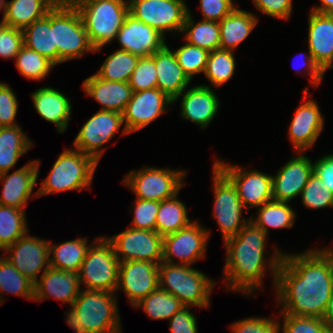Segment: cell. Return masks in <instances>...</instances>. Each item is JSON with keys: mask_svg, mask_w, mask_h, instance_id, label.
I'll return each instance as SVG.
<instances>
[{"mask_svg": "<svg viewBox=\"0 0 333 333\" xmlns=\"http://www.w3.org/2000/svg\"><path fill=\"white\" fill-rule=\"evenodd\" d=\"M214 164L235 185L238 196L244 208H247L248 211H250V206L259 208L273 200L272 175L258 170L248 171L244 167L232 165L229 162L226 163L219 158H216Z\"/></svg>", "mask_w": 333, "mask_h": 333, "instance_id": "cell-13", "label": "cell"}, {"mask_svg": "<svg viewBox=\"0 0 333 333\" xmlns=\"http://www.w3.org/2000/svg\"><path fill=\"white\" fill-rule=\"evenodd\" d=\"M32 147V141L19 125L0 127V174L9 172Z\"/></svg>", "mask_w": 333, "mask_h": 333, "instance_id": "cell-31", "label": "cell"}, {"mask_svg": "<svg viewBox=\"0 0 333 333\" xmlns=\"http://www.w3.org/2000/svg\"><path fill=\"white\" fill-rule=\"evenodd\" d=\"M39 167L40 161L32 160L11 174H8L9 172L0 174V181L3 184L0 204L25 210L37 184Z\"/></svg>", "mask_w": 333, "mask_h": 333, "instance_id": "cell-22", "label": "cell"}, {"mask_svg": "<svg viewBox=\"0 0 333 333\" xmlns=\"http://www.w3.org/2000/svg\"><path fill=\"white\" fill-rule=\"evenodd\" d=\"M303 93L305 101H301L302 104L297 107L288 130V136L295 152H304L315 145L325 122L318 103L310 98L307 100L308 89L305 88Z\"/></svg>", "mask_w": 333, "mask_h": 333, "instance_id": "cell-19", "label": "cell"}, {"mask_svg": "<svg viewBox=\"0 0 333 333\" xmlns=\"http://www.w3.org/2000/svg\"><path fill=\"white\" fill-rule=\"evenodd\" d=\"M25 216L23 209L0 204V246L3 251L29 233Z\"/></svg>", "mask_w": 333, "mask_h": 333, "instance_id": "cell-39", "label": "cell"}, {"mask_svg": "<svg viewBox=\"0 0 333 333\" xmlns=\"http://www.w3.org/2000/svg\"><path fill=\"white\" fill-rule=\"evenodd\" d=\"M97 165L98 162L92 156L74 148H66L59 154L34 197L90 188Z\"/></svg>", "mask_w": 333, "mask_h": 333, "instance_id": "cell-3", "label": "cell"}, {"mask_svg": "<svg viewBox=\"0 0 333 333\" xmlns=\"http://www.w3.org/2000/svg\"><path fill=\"white\" fill-rule=\"evenodd\" d=\"M82 86L86 95L100 103L99 110L123 113L133 95L129 82L106 81L96 74L86 78Z\"/></svg>", "mask_w": 333, "mask_h": 333, "instance_id": "cell-26", "label": "cell"}, {"mask_svg": "<svg viewBox=\"0 0 333 333\" xmlns=\"http://www.w3.org/2000/svg\"><path fill=\"white\" fill-rule=\"evenodd\" d=\"M185 43L173 51L178 64L192 80L194 75L204 73L209 52L188 42Z\"/></svg>", "mask_w": 333, "mask_h": 333, "instance_id": "cell-43", "label": "cell"}, {"mask_svg": "<svg viewBox=\"0 0 333 333\" xmlns=\"http://www.w3.org/2000/svg\"><path fill=\"white\" fill-rule=\"evenodd\" d=\"M18 101L15 92L7 83L0 82V127L16 126Z\"/></svg>", "mask_w": 333, "mask_h": 333, "instance_id": "cell-50", "label": "cell"}, {"mask_svg": "<svg viewBox=\"0 0 333 333\" xmlns=\"http://www.w3.org/2000/svg\"><path fill=\"white\" fill-rule=\"evenodd\" d=\"M24 45L57 65V46H54V28H51V10L47 15L23 30Z\"/></svg>", "mask_w": 333, "mask_h": 333, "instance_id": "cell-32", "label": "cell"}, {"mask_svg": "<svg viewBox=\"0 0 333 333\" xmlns=\"http://www.w3.org/2000/svg\"><path fill=\"white\" fill-rule=\"evenodd\" d=\"M182 33L185 34L184 39L189 44L203 48L208 52L220 49L219 22L202 19L195 23L189 10Z\"/></svg>", "mask_w": 333, "mask_h": 333, "instance_id": "cell-36", "label": "cell"}, {"mask_svg": "<svg viewBox=\"0 0 333 333\" xmlns=\"http://www.w3.org/2000/svg\"><path fill=\"white\" fill-rule=\"evenodd\" d=\"M178 194L159 202L155 231L163 237L177 232L193 222L188 217V207L179 200Z\"/></svg>", "mask_w": 333, "mask_h": 333, "instance_id": "cell-34", "label": "cell"}, {"mask_svg": "<svg viewBox=\"0 0 333 333\" xmlns=\"http://www.w3.org/2000/svg\"><path fill=\"white\" fill-rule=\"evenodd\" d=\"M120 261L112 243L99 236L88 249L79 270L80 286L86 290L116 292ZM85 284V285H84Z\"/></svg>", "mask_w": 333, "mask_h": 333, "instance_id": "cell-8", "label": "cell"}, {"mask_svg": "<svg viewBox=\"0 0 333 333\" xmlns=\"http://www.w3.org/2000/svg\"><path fill=\"white\" fill-rule=\"evenodd\" d=\"M87 238H77L54 245L49 241L50 267L57 270L79 272L90 245Z\"/></svg>", "mask_w": 333, "mask_h": 333, "instance_id": "cell-33", "label": "cell"}, {"mask_svg": "<svg viewBox=\"0 0 333 333\" xmlns=\"http://www.w3.org/2000/svg\"><path fill=\"white\" fill-rule=\"evenodd\" d=\"M318 333H333V326L326 324Z\"/></svg>", "mask_w": 333, "mask_h": 333, "instance_id": "cell-61", "label": "cell"}, {"mask_svg": "<svg viewBox=\"0 0 333 333\" xmlns=\"http://www.w3.org/2000/svg\"><path fill=\"white\" fill-rule=\"evenodd\" d=\"M15 60L18 71L24 77L33 81L43 80L50 73L52 67L56 66L49 59L25 45L21 47Z\"/></svg>", "mask_w": 333, "mask_h": 333, "instance_id": "cell-42", "label": "cell"}, {"mask_svg": "<svg viewBox=\"0 0 333 333\" xmlns=\"http://www.w3.org/2000/svg\"><path fill=\"white\" fill-rule=\"evenodd\" d=\"M284 320L280 330L283 333H318L325 325V321L317 317L288 315L280 311Z\"/></svg>", "mask_w": 333, "mask_h": 333, "instance_id": "cell-47", "label": "cell"}, {"mask_svg": "<svg viewBox=\"0 0 333 333\" xmlns=\"http://www.w3.org/2000/svg\"><path fill=\"white\" fill-rule=\"evenodd\" d=\"M129 14L163 36L182 32L189 9L185 0H128Z\"/></svg>", "mask_w": 333, "mask_h": 333, "instance_id": "cell-11", "label": "cell"}, {"mask_svg": "<svg viewBox=\"0 0 333 333\" xmlns=\"http://www.w3.org/2000/svg\"><path fill=\"white\" fill-rule=\"evenodd\" d=\"M159 264L148 261L120 262L116 292L123 290L131 306L159 287Z\"/></svg>", "mask_w": 333, "mask_h": 333, "instance_id": "cell-18", "label": "cell"}, {"mask_svg": "<svg viewBox=\"0 0 333 333\" xmlns=\"http://www.w3.org/2000/svg\"><path fill=\"white\" fill-rule=\"evenodd\" d=\"M302 54H300L301 56ZM302 56H304V59L303 61L305 62L303 65L305 66V70L307 73L305 74H308L310 75V80H309V83L310 85L314 86V87H318L320 86L319 84L321 83L322 81V78H324V75H325V72L320 68V66L315 62L311 52L308 50V53H304ZM299 57V56H298ZM294 64V63H293ZM307 68V69H306ZM295 71H297V73H300V70H299V67H297L295 69Z\"/></svg>", "mask_w": 333, "mask_h": 333, "instance_id": "cell-55", "label": "cell"}, {"mask_svg": "<svg viewBox=\"0 0 333 333\" xmlns=\"http://www.w3.org/2000/svg\"><path fill=\"white\" fill-rule=\"evenodd\" d=\"M156 73L154 58L152 56L140 57L137 67L129 80L133 92L156 88Z\"/></svg>", "mask_w": 333, "mask_h": 333, "instance_id": "cell-45", "label": "cell"}, {"mask_svg": "<svg viewBox=\"0 0 333 333\" xmlns=\"http://www.w3.org/2000/svg\"><path fill=\"white\" fill-rule=\"evenodd\" d=\"M6 0H0V11L3 10V15L5 12Z\"/></svg>", "mask_w": 333, "mask_h": 333, "instance_id": "cell-62", "label": "cell"}, {"mask_svg": "<svg viewBox=\"0 0 333 333\" xmlns=\"http://www.w3.org/2000/svg\"><path fill=\"white\" fill-rule=\"evenodd\" d=\"M33 108L46 121L53 123L58 133H64L71 119L72 104L68 97L52 87H41L31 94Z\"/></svg>", "mask_w": 333, "mask_h": 333, "instance_id": "cell-28", "label": "cell"}, {"mask_svg": "<svg viewBox=\"0 0 333 333\" xmlns=\"http://www.w3.org/2000/svg\"><path fill=\"white\" fill-rule=\"evenodd\" d=\"M116 292L81 289L72 304L87 333H122Z\"/></svg>", "mask_w": 333, "mask_h": 333, "instance_id": "cell-7", "label": "cell"}, {"mask_svg": "<svg viewBox=\"0 0 333 333\" xmlns=\"http://www.w3.org/2000/svg\"><path fill=\"white\" fill-rule=\"evenodd\" d=\"M307 44L315 62L324 72L333 68V14L310 11Z\"/></svg>", "mask_w": 333, "mask_h": 333, "instance_id": "cell-25", "label": "cell"}, {"mask_svg": "<svg viewBox=\"0 0 333 333\" xmlns=\"http://www.w3.org/2000/svg\"><path fill=\"white\" fill-rule=\"evenodd\" d=\"M281 323L277 319L250 317L231 325L233 333H280Z\"/></svg>", "mask_w": 333, "mask_h": 333, "instance_id": "cell-48", "label": "cell"}, {"mask_svg": "<svg viewBox=\"0 0 333 333\" xmlns=\"http://www.w3.org/2000/svg\"><path fill=\"white\" fill-rule=\"evenodd\" d=\"M66 323L70 326L76 333H87L84 325L79 321L80 317L77 315L76 311L71 307L69 311H66Z\"/></svg>", "mask_w": 333, "mask_h": 333, "instance_id": "cell-56", "label": "cell"}, {"mask_svg": "<svg viewBox=\"0 0 333 333\" xmlns=\"http://www.w3.org/2000/svg\"><path fill=\"white\" fill-rule=\"evenodd\" d=\"M256 9L267 16L287 20L291 16L293 0H252Z\"/></svg>", "mask_w": 333, "mask_h": 333, "instance_id": "cell-52", "label": "cell"}, {"mask_svg": "<svg viewBox=\"0 0 333 333\" xmlns=\"http://www.w3.org/2000/svg\"><path fill=\"white\" fill-rule=\"evenodd\" d=\"M139 59L137 55L117 49L105 59L95 74L106 81L129 82Z\"/></svg>", "mask_w": 333, "mask_h": 333, "instance_id": "cell-37", "label": "cell"}, {"mask_svg": "<svg viewBox=\"0 0 333 333\" xmlns=\"http://www.w3.org/2000/svg\"><path fill=\"white\" fill-rule=\"evenodd\" d=\"M258 18L249 11L235 8L219 22L220 49L233 51L251 34Z\"/></svg>", "mask_w": 333, "mask_h": 333, "instance_id": "cell-29", "label": "cell"}, {"mask_svg": "<svg viewBox=\"0 0 333 333\" xmlns=\"http://www.w3.org/2000/svg\"><path fill=\"white\" fill-rule=\"evenodd\" d=\"M327 261L330 274H331V280L333 283V247H327L322 249H316Z\"/></svg>", "mask_w": 333, "mask_h": 333, "instance_id": "cell-59", "label": "cell"}, {"mask_svg": "<svg viewBox=\"0 0 333 333\" xmlns=\"http://www.w3.org/2000/svg\"><path fill=\"white\" fill-rule=\"evenodd\" d=\"M159 288L178 298L184 305L198 308L210 306V296L216 282L188 265L161 262Z\"/></svg>", "mask_w": 333, "mask_h": 333, "instance_id": "cell-4", "label": "cell"}, {"mask_svg": "<svg viewBox=\"0 0 333 333\" xmlns=\"http://www.w3.org/2000/svg\"><path fill=\"white\" fill-rule=\"evenodd\" d=\"M193 221L177 232L163 237L162 262L192 266L206 255L210 231ZM179 261L174 262V259Z\"/></svg>", "mask_w": 333, "mask_h": 333, "instance_id": "cell-12", "label": "cell"}, {"mask_svg": "<svg viewBox=\"0 0 333 333\" xmlns=\"http://www.w3.org/2000/svg\"><path fill=\"white\" fill-rule=\"evenodd\" d=\"M301 202L307 209L333 207V193L322 184L317 174L313 173L301 194Z\"/></svg>", "mask_w": 333, "mask_h": 333, "instance_id": "cell-44", "label": "cell"}, {"mask_svg": "<svg viewBox=\"0 0 333 333\" xmlns=\"http://www.w3.org/2000/svg\"><path fill=\"white\" fill-rule=\"evenodd\" d=\"M323 320L326 324L333 326V293L327 303Z\"/></svg>", "mask_w": 333, "mask_h": 333, "instance_id": "cell-60", "label": "cell"}, {"mask_svg": "<svg viewBox=\"0 0 333 333\" xmlns=\"http://www.w3.org/2000/svg\"><path fill=\"white\" fill-rule=\"evenodd\" d=\"M4 253H9L5 256L9 262L34 283L38 280L41 270L44 269V273L50 267L49 240L45 241L27 233L8 246Z\"/></svg>", "mask_w": 333, "mask_h": 333, "instance_id": "cell-17", "label": "cell"}, {"mask_svg": "<svg viewBox=\"0 0 333 333\" xmlns=\"http://www.w3.org/2000/svg\"><path fill=\"white\" fill-rule=\"evenodd\" d=\"M2 291L34 300V282L21 274L6 257H0V296L3 300Z\"/></svg>", "mask_w": 333, "mask_h": 333, "instance_id": "cell-40", "label": "cell"}, {"mask_svg": "<svg viewBox=\"0 0 333 333\" xmlns=\"http://www.w3.org/2000/svg\"><path fill=\"white\" fill-rule=\"evenodd\" d=\"M120 262L142 260L160 264L163 258V236L157 231L134 229L107 238Z\"/></svg>", "mask_w": 333, "mask_h": 333, "instance_id": "cell-14", "label": "cell"}, {"mask_svg": "<svg viewBox=\"0 0 333 333\" xmlns=\"http://www.w3.org/2000/svg\"><path fill=\"white\" fill-rule=\"evenodd\" d=\"M23 45V31L0 22V57L14 59Z\"/></svg>", "mask_w": 333, "mask_h": 333, "instance_id": "cell-49", "label": "cell"}, {"mask_svg": "<svg viewBox=\"0 0 333 333\" xmlns=\"http://www.w3.org/2000/svg\"><path fill=\"white\" fill-rule=\"evenodd\" d=\"M57 4L56 0H11L6 2L1 23L23 30Z\"/></svg>", "mask_w": 333, "mask_h": 333, "instance_id": "cell-30", "label": "cell"}, {"mask_svg": "<svg viewBox=\"0 0 333 333\" xmlns=\"http://www.w3.org/2000/svg\"><path fill=\"white\" fill-rule=\"evenodd\" d=\"M123 123L122 113L98 110L84 123L74 139V149L92 156L98 163L106 149H102ZM101 148V149H100Z\"/></svg>", "mask_w": 333, "mask_h": 333, "instance_id": "cell-15", "label": "cell"}, {"mask_svg": "<svg viewBox=\"0 0 333 333\" xmlns=\"http://www.w3.org/2000/svg\"><path fill=\"white\" fill-rule=\"evenodd\" d=\"M272 176L273 200L290 202L300 196L307 181L314 173V163L303 152H297Z\"/></svg>", "mask_w": 333, "mask_h": 333, "instance_id": "cell-20", "label": "cell"}, {"mask_svg": "<svg viewBox=\"0 0 333 333\" xmlns=\"http://www.w3.org/2000/svg\"><path fill=\"white\" fill-rule=\"evenodd\" d=\"M322 5L314 6L310 11L322 14H333V0H320Z\"/></svg>", "mask_w": 333, "mask_h": 333, "instance_id": "cell-58", "label": "cell"}, {"mask_svg": "<svg viewBox=\"0 0 333 333\" xmlns=\"http://www.w3.org/2000/svg\"><path fill=\"white\" fill-rule=\"evenodd\" d=\"M51 28H54V46H57V65L94 52L80 12L62 6L59 2L51 9Z\"/></svg>", "mask_w": 333, "mask_h": 333, "instance_id": "cell-6", "label": "cell"}, {"mask_svg": "<svg viewBox=\"0 0 333 333\" xmlns=\"http://www.w3.org/2000/svg\"><path fill=\"white\" fill-rule=\"evenodd\" d=\"M189 308L191 306H185L169 319L170 333H198L197 318Z\"/></svg>", "mask_w": 333, "mask_h": 333, "instance_id": "cell-53", "label": "cell"}, {"mask_svg": "<svg viewBox=\"0 0 333 333\" xmlns=\"http://www.w3.org/2000/svg\"><path fill=\"white\" fill-rule=\"evenodd\" d=\"M185 306L174 295L158 287L133 307L143 308L149 319L169 320L177 311Z\"/></svg>", "mask_w": 333, "mask_h": 333, "instance_id": "cell-38", "label": "cell"}, {"mask_svg": "<svg viewBox=\"0 0 333 333\" xmlns=\"http://www.w3.org/2000/svg\"><path fill=\"white\" fill-rule=\"evenodd\" d=\"M213 216L223 240L236 236L250 221L242 217L243 204L232 181L213 163Z\"/></svg>", "mask_w": 333, "mask_h": 333, "instance_id": "cell-10", "label": "cell"}, {"mask_svg": "<svg viewBox=\"0 0 333 333\" xmlns=\"http://www.w3.org/2000/svg\"><path fill=\"white\" fill-rule=\"evenodd\" d=\"M79 272L57 270L49 267L34 283V300L54 298L71 306L80 294Z\"/></svg>", "mask_w": 333, "mask_h": 333, "instance_id": "cell-24", "label": "cell"}, {"mask_svg": "<svg viewBox=\"0 0 333 333\" xmlns=\"http://www.w3.org/2000/svg\"><path fill=\"white\" fill-rule=\"evenodd\" d=\"M120 50L128 51L139 57L152 56L165 45V36L153 27L128 14L117 33L115 40Z\"/></svg>", "mask_w": 333, "mask_h": 333, "instance_id": "cell-21", "label": "cell"}, {"mask_svg": "<svg viewBox=\"0 0 333 333\" xmlns=\"http://www.w3.org/2000/svg\"><path fill=\"white\" fill-rule=\"evenodd\" d=\"M133 204L132 211L130 210V212H134V217L130 227L134 229L155 231L159 202L136 199V202Z\"/></svg>", "mask_w": 333, "mask_h": 333, "instance_id": "cell-46", "label": "cell"}, {"mask_svg": "<svg viewBox=\"0 0 333 333\" xmlns=\"http://www.w3.org/2000/svg\"><path fill=\"white\" fill-rule=\"evenodd\" d=\"M152 57L157 71V88L174 100L192 80L178 64L174 51L167 44Z\"/></svg>", "mask_w": 333, "mask_h": 333, "instance_id": "cell-27", "label": "cell"}, {"mask_svg": "<svg viewBox=\"0 0 333 333\" xmlns=\"http://www.w3.org/2000/svg\"><path fill=\"white\" fill-rule=\"evenodd\" d=\"M2 303H3V301H2L1 296H0V305H2Z\"/></svg>", "mask_w": 333, "mask_h": 333, "instance_id": "cell-63", "label": "cell"}, {"mask_svg": "<svg viewBox=\"0 0 333 333\" xmlns=\"http://www.w3.org/2000/svg\"><path fill=\"white\" fill-rule=\"evenodd\" d=\"M235 8L234 0H200L203 20L220 22Z\"/></svg>", "mask_w": 333, "mask_h": 333, "instance_id": "cell-51", "label": "cell"}, {"mask_svg": "<svg viewBox=\"0 0 333 333\" xmlns=\"http://www.w3.org/2000/svg\"><path fill=\"white\" fill-rule=\"evenodd\" d=\"M235 58L233 51L229 50L216 49L209 52L203 74L214 88L220 87L232 79L236 70Z\"/></svg>", "mask_w": 333, "mask_h": 333, "instance_id": "cell-41", "label": "cell"}, {"mask_svg": "<svg viewBox=\"0 0 333 333\" xmlns=\"http://www.w3.org/2000/svg\"><path fill=\"white\" fill-rule=\"evenodd\" d=\"M256 219L250 217L256 226L269 234V229L292 228L295 222L296 213L289 202L271 200L257 208Z\"/></svg>", "mask_w": 333, "mask_h": 333, "instance_id": "cell-35", "label": "cell"}, {"mask_svg": "<svg viewBox=\"0 0 333 333\" xmlns=\"http://www.w3.org/2000/svg\"><path fill=\"white\" fill-rule=\"evenodd\" d=\"M186 173L182 169L143 167L132 169L122 182L134 192L136 199L161 202L180 192L185 185L183 179Z\"/></svg>", "mask_w": 333, "mask_h": 333, "instance_id": "cell-9", "label": "cell"}, {"mask_svg": "<svg viewBox=\"0 0 333 333\" xmlns=\"http://www.w3.org/2000/svg\"><path fill=\"white\" fill-rule=\"evenodd\" d=\"M183 92L173 100V104L183 94L180 108L182 119L189 120L204 130L218 114L220 100L216 92L205 84L185 89Z\"/></svg>", "mask_w": 333, "mask_h": 333, "instance_id": "cell-23", "label": "cell"}, {"mask_svg": "<svg viewBox=\"0 0 333 333\" xmlns=\"http://www.w3.org/2000/svg\"><path fill=\"white\" fill-rule=\"evenodd\" d=\"M314 173L321 182L333 193V154H328L314 162Z\"/></svg>", "mask_w": 333, "mask_h": 333, "instance_id": "cell-54", "label": "cell"}, {"mask_svg": "<svg viewBox=\"0 0 333 333\" xmlns=\"http://www.w3.org/2000/svg\"><path fill=\"white\" fill-rule=\"evenodd\" d=\"M94 53L114 41L129 14L128 0H98L78 10Z\"/></svg>", "mask_w": 333, "mask_h": 333, "instance_id": "cell-5", "label": "cell"}, {"mask_svg": "<svg viewBox=\"0 0 333 333\" xmlns=\"http://www.w3.org/2000/svg\"><path fill=\"white\" fill-rule=\"evenodd\" d=\"M95 1L98 0H59L58 2L64 7L74 8L79 10L83 6Z\"/></svg>", "mask_w": 333, "mask_h": 333, "instance_id": "cell-57", "label": "cell"}, {"mask_svg": "<svg viewBox=\"0 0 333 333\" xmlns=\"http://www.w3.org/2000/svg\"><path fill=\"white\" fill-rule=\"evenodd\" d=\"M274 289L280 311L323 319L333 293L326 259L313 248L301 254L283 252Z\"/></svg>", "mask_w": 333, "mask_h": 333, "instance_id": "cell-1", "label": "cell"}, {"mask_svg": "<svg viewBox=\"0 0 333 333\" xmlns=\"http://www.w3.org/2000/svg\"><path fill=\"white\" fill-rule=\"evenodd\" d=\"M267 237L263 229L249 221L236 236L224 241L226 259L223 279L227 283L226 289L251 296L255 290L262 288V278L268 268L275 287L283 252L276 247L268 261L265 256Z\"/></svg>", "mask_w": 333, "mask_h": 333, "instance_id": "cell-2", "label": "cell"}, {"mask_svg": "<svg viewBox=\"0 0 333 333\" xmlns=\"http://www.w3.org/2000/svg\"><path fill=\"white\" fill-rule=\"evenodd\" d=\"M173 104L165 93L157 87L149 90L133 92L122 116L124 127L122 136L139 131L165 113L166 108Z\"/></svg>", "mask_w": 333, "mask_h": 333, "instance_id": "cell-16", "label": "cell"}]
</instances>
